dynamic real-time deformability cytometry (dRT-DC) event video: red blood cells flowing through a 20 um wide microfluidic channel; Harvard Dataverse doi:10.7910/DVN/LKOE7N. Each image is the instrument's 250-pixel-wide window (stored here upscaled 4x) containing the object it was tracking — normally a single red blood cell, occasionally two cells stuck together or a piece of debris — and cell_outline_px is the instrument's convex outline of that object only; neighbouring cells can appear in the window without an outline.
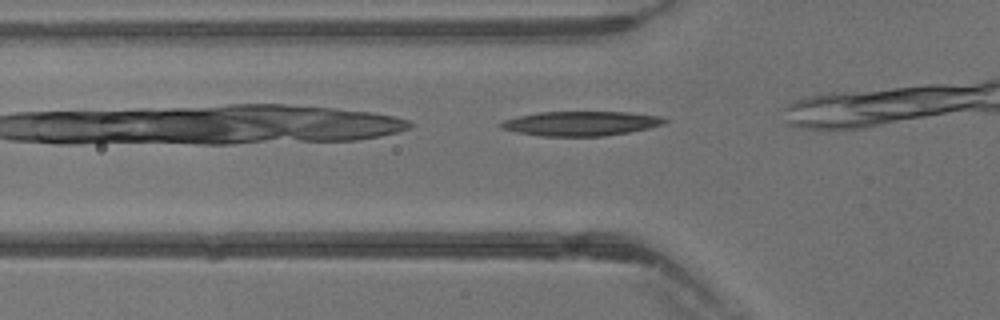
{"species": "common noctule bat (a hibernating species)", "species_latin": "Nyctalus noctula", "temperature_condition": "warm", "stored_images_in_passage": 6, "camera_frame_rate_fps": 3000, "um_per_image_px": 0.085, "animal": {"sex": "male", "body_mass_g": 13.3}, "frame": {"image": 1, "passage_image": 2, "time_ms": 0.333, "image_size_px": [1000, 320], "cell_outline_px": [[668, 120], [664, 124], [648, 128], [628, 132], [604, 136], [540, 136], [516, 132], [500, 128], [496, 124], [500, 120], [540, 112], [628, 112], [664, 116]], "centroid_in_image_um": [49.35, 10.49], "position_along_channel_um": 76.5, "area_um2": 23.58}}